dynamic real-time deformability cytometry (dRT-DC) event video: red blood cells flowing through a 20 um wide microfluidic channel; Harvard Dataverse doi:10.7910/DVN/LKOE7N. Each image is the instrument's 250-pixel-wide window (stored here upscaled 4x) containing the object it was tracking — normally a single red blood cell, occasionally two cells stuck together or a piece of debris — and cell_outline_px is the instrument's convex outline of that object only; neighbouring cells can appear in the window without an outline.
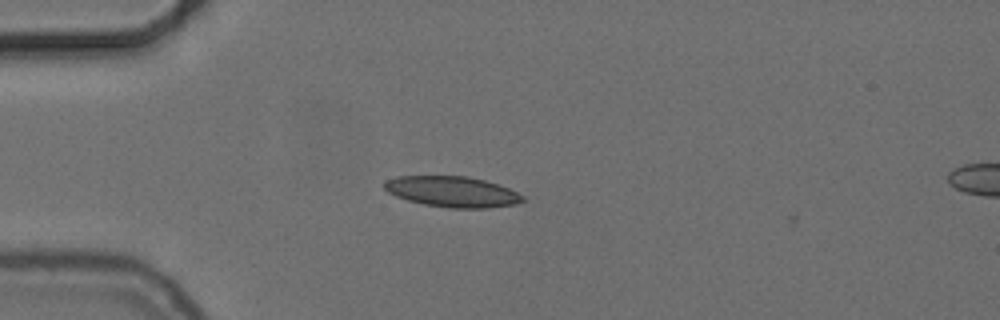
{"species": "common noctule bat (a hibernating species)", "species_latin": "Nyctalus noctula", "temperature_condition": "cold", "stored_images_in_passage": 43, "camera_frame_rate_fps": 3000, "um_per_image_px": 0.085, "animal": {"sex": "female", "body_mass_g": 24.6, "forearm_length_mm": 56.2}, "frame": {"image": 1, "passage_image": 3, "time_ms": 0.667, "image_size_px": [1000, 320], "cell_outline_px": [[524, 200], [516, 204], [488, 208], [448, 208], [424, 204], [408, 200], [396, 196], [388, 192], [384, 188], [384, 180], [396, 176], [468, 176], [484, 180], [508, 188], [524, 196]], "centroid_in_image_um": [38.42, 16.29], "position_along_channel_um": 46.6, "area_um2": 24.74}}
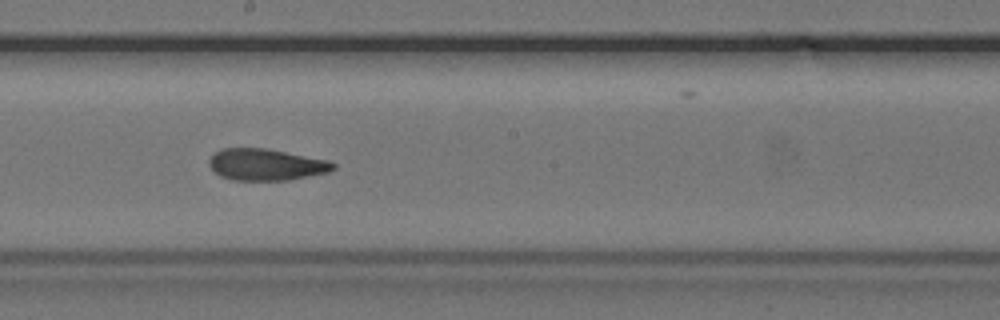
{"frame": {"image": 2, "passage_image": 19, "time_ms": 6.0, "image_size_px": [1000, 320], "cell_outline_px": [[336, 168], [328, 172], [288, 180], [232, 180], [220, 176], [208, 164], [208, 160], [216, 152], [224, 148], [264, 148], [328, 160], [336, 164]], "centroid_in_image_um": [22.61, 13.99], "position_along_channel_um": 225.6, "area_um2": 22.66}}
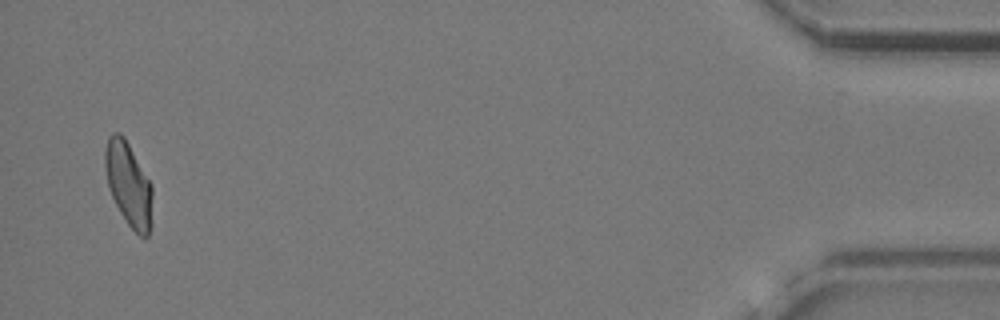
{"frame": {"image": 3, "passage_image": 42, "time_ms": 13.667, "image_size_px": [1000, 320], "cell_outline_px": [[152, 224], [148, 236], [140, 236], [128, 224], [120, 212], [112, 196], [108, 184], [104, 164], [104, 152], [108, 136], [112, 132], [120, 132], [124, 136], [152, 184]], "centroid_in_image_um": [10.93, 15.63], "position_along_channel_um": 424.3, "area_um2": 23.24}, "authors_computed_cell_mechanics": {"area_um2": 23.3512, "velocity_mm_per_s": 3.7078, "shape_relaxation_time_tau1_ms": 7.1402, "shape_relaxation_time_tau2_ms": 2.5469, "deformation_change_tau1": 0.1685, "deformation_change_tau2": 0.0984}}